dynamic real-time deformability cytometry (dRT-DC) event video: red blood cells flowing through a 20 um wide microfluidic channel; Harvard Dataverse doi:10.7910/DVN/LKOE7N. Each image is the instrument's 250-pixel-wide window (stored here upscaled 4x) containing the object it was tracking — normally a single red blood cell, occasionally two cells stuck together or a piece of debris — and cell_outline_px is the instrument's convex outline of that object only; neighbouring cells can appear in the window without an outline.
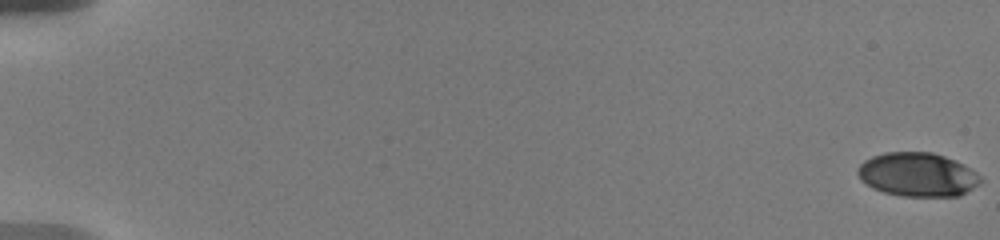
{"species": "human", "species_latin": "Homo sapiens", "temperature_condition": "warm", "stored_images_in_passage": 35, "camera_frame_rate_fps": 3000, "um_per_image_px": 0.085, "donor": {"sex": "male"}, "frame": {"image": 1, "passage_image": 1, "time_ms": 0.0, "image_size_px": [1000, 240], "cell_outline_px": [[984, 180], [960, 196], [900, 196], [884, 192], [872, 188], [860, 180], [856, 172], [860, 164], [864, 160], [872, 156], [884, 152], [932, 152], [956, 160], [964, 164], [976, 172]], "centroid_in_image_um": [77.98, 14.83], "position_along_channel_um": 7.0, "area_um2": 31.62}}
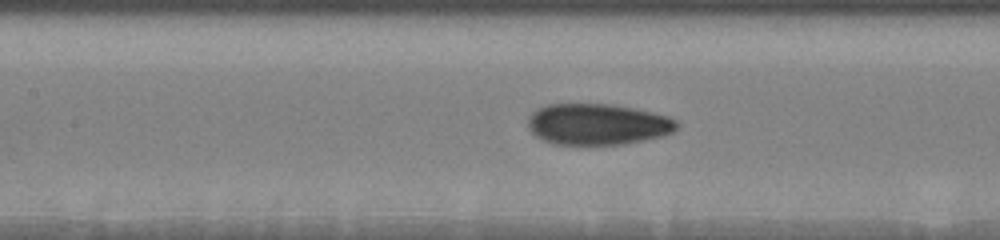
{"frame": {"image": 2, "passage_image": 23, "time_ms": 9.333, "image_size_px": [1000, 240], "cell_outline_px": [[676, 128], [672, 132], [660, 136], [644, 140], [620, 144], [556, 144], [544, 140], [536, 136], [528, 128], [528, 116], [536, 108], [544, 104], [612, 104], [632, 108], [668, 116], [676, 120]], "centroid_in_image_um": [50.73, 10.55], "position_along_channel_um": 156.7, "area_um2": 35.49}}
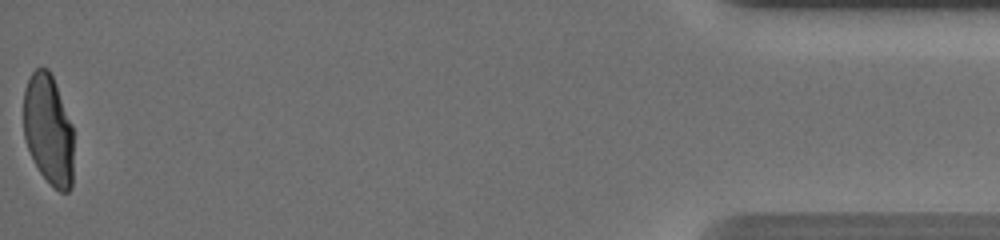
{"frame": {"image": 3, "passage_image": 35, "time_ms": 19.0, "image_size_px": [1000, 240], "cell_outline_px": [[72, 188], [68, 192], [60, 192], [40, 172], [28, 148], [24, 136], [24, 88], [32, 72], [36, 68], [48, 68], [52, 76], [72, 124]], "centroid_in_image_um": [4.11, 11.01], "position_along_channel_um": 431.1, "area_um2": 31.79}, "authors_computed_cell_mechanics": {"area_um2": 32.4836, "velocity_mm_per_s": 3.6809, "shape_relaxation_time_tau1_ms": 4.5109, "shape_relaxation_time_tau2_ms": null, "deformation_change_tau1": 0.1865, "deformation_change_tau2": null}}